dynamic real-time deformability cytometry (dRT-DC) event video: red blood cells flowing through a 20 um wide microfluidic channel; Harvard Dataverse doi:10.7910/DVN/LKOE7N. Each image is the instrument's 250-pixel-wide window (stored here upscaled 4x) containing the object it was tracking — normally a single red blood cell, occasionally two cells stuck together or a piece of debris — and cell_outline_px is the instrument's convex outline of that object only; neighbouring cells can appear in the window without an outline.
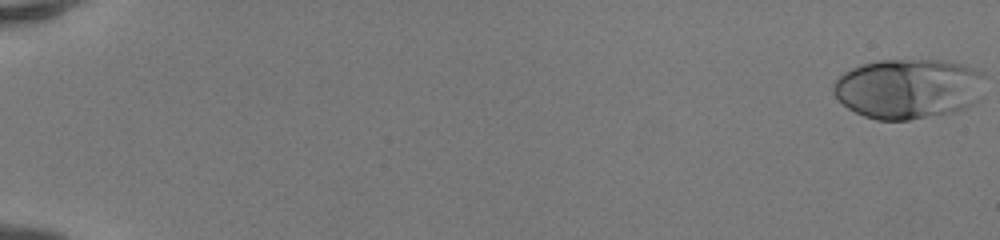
{"species": "human", "species_latin": "Homo sapiens", "temperature_condition": "room temperature", "stored_images_in_passage": 9, "camera_frame_rate_fps": 3000, "um_per_image_px": 0.085, "donor": {"sex": "female"}, "frame": {"image": 1, "passage_image": 1, "time_ms": 0.0, "image_size_px": [1000, 240], "cell_outline_px": [[984, 76], [976, 100], [968, 108], [956, 112], [908, 120], [876, 120], [864, 116], [848, 108], [832, 92], [832, 84], [844, 72], [860, 64], [880, 60], [944, 60], [964, 64], [980, 72]], "centroid_in_image_um": [77.18, 7.53], "position_along_channel_um": 7.8, "area_um2": 53.06}}